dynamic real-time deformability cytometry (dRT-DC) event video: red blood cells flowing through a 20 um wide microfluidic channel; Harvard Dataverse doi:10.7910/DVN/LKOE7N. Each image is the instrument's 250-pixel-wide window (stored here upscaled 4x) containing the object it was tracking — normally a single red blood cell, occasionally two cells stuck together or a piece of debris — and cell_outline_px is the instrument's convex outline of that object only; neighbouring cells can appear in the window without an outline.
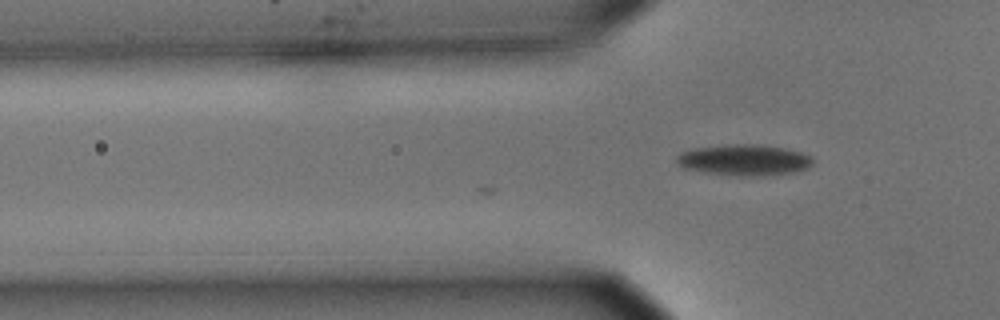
{"species": "common noctule bat (a hibernating species)", "species_latin": "Nyctalus noctula", "temperature_condition": "cold", "stored_images_in_passage": 10, "camera_frame_rate_fps": 3000, "um_per_image_px": 0.085, "animal": {"sex": "male", "body_mass_g": 15.6}, "frame": {"image": 1, "passage_image": 10, "time_ms": 3.0, "image_size_px": [1000, 320], "cell_outline_px": [[812, 164], [808, 168], [792, 172], [760, 176], [740, 176], [704, 172], [684, 168], [676, 160], [676, 156], [680, 152], [692, 148], [728, 144], [756, 144], [784, 148], [800, 152], [808, 156], [812, 160]], "centroid_in_image_um": [63.21, 13.59], "position_along_channel_um": 62.6, "area_um2": 24.51}}